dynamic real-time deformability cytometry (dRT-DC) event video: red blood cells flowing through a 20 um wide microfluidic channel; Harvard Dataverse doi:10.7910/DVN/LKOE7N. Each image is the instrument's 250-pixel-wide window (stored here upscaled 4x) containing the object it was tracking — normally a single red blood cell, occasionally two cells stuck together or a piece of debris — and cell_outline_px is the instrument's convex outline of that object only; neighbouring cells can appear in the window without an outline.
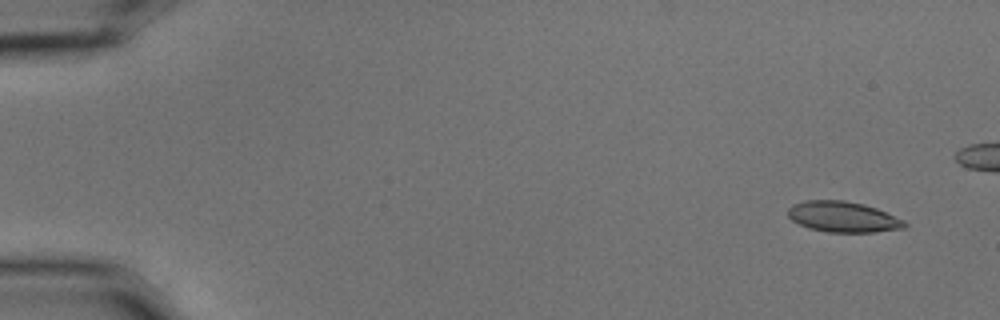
{"species": "common noctule bat (a hibernating species)", "species_latin": "Nyctalus noctula", "temperature_condition": "cold", "stored_images_in_passage": 6, "camera_frame_rate_fps": 3000, "um_per_image_px": 0.085, "animal": {"sex": "male", "body_mass_g": 15.6}, "frame": {"image": 1, "passage_image": 1, "time_ms": 0.0, "image_size_px": [1000, 320], "cell_outline_px": [[908, 224], [904, 228], [876, 232], [828, 232], [808, 228], [792, 220], [788, 216], [788, 208], [792, 204], [804, 200], [844, 200], [864, 204], [876, 208], [904, 220]], "centroid_in_image_um": [71.64, 18.43], "position_along_channel_um": 13.4, "area_um2": 20.92}}
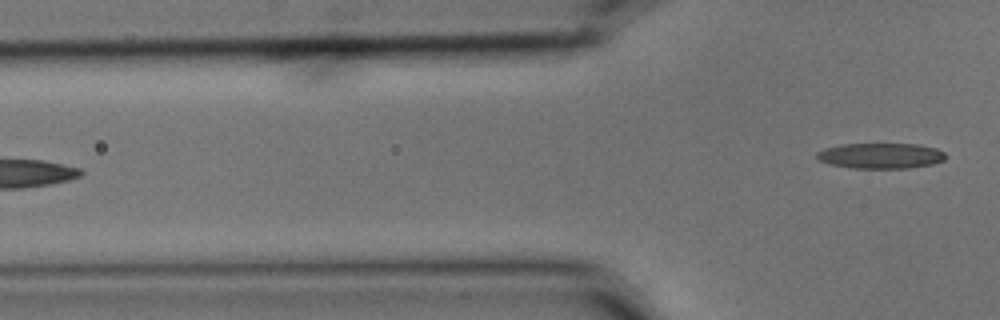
{"frame": {"image": 2, "passage_image": 6, "time_ms": 1.667, "image_size_px": [1000, 320], "cell_outline_px": [[944, 160], [932, 164], [908, 168], [852, 168], [832, 164], [820, 160], [816, 156], [816, 152], [824, 148], [844, 144], [916, 144], [936, 148], [944, 152]], "centroid_in_image_um": [74.86, 13.23], "position_along_channel_um": 50.9, "area_um2": 18.96}}